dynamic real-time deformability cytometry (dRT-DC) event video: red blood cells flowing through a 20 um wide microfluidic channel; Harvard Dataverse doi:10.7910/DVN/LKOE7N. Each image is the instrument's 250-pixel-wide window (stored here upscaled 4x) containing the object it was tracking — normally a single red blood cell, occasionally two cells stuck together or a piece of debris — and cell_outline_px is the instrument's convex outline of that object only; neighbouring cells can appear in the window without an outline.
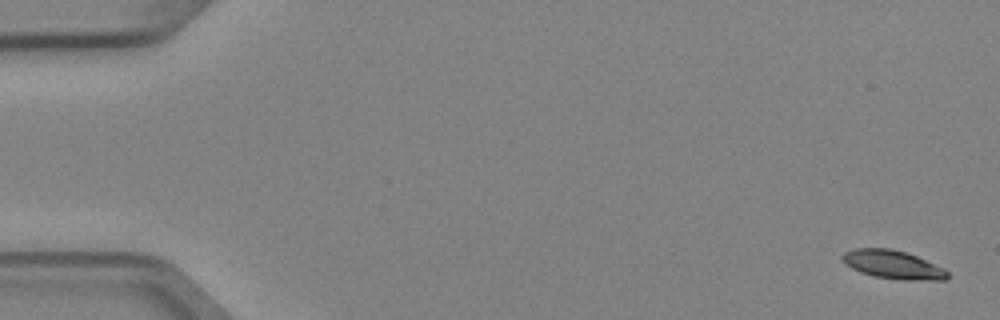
{"species": "Egyptian fruit bat (a non-hibernating species)", "species_latin": "Rousettus aegyptiacus", "temperature_condition": "cold", "stored_images_in_passage": 5, "camera_frame_rate_fps": 3000, "um_per_image_px": 0.085, "animal": {"sex": "female"}, "frame": {"image": 1, "passage_image": 1, "time_ms": 0.0, "image_size_px": [1000, 320], "cell_outline_px": [[948, 276], [944, 280], [900, 280], [872, 276], [860, 272], [852, 268], [840, 256], [844, 252], [856, 248], [892, 248], [916, 256], [944, 268], [948, 272]], "centroid_in_image_um": [75.9, 22.5], "position_along_channel_um": 9.1, "area_um2": 17.34}}
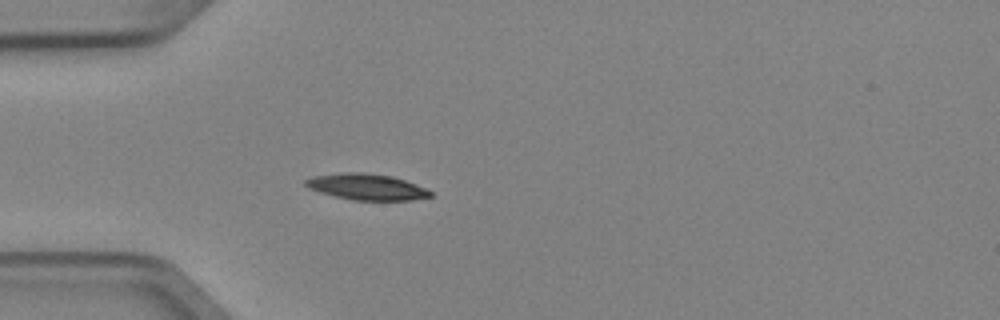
{"frame": {"image": 2, "passage_image": 5, "time_ms": 1.333, "image_size_px": [1000, 320], "cell_outline_px": [[432, 196], [412, 200], [352, 200], [320, 192], [308, 188], [304, 184], [304, 180], [312, 176], [344, 172], [364, 172], [392, 176], [416, 184], [432, 192]], "centroid_in_image_um": [31.14, 15.87], "position_along_channel_um": 53.9, "area_um2": 18.96}}